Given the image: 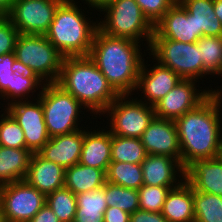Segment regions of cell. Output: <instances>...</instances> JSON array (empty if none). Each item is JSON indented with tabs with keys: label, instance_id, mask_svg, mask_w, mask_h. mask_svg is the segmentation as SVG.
Returning <instances> with one entry per match:
<instances>
[{
	"label": "cell",
	"instance_id": "obj_27",
	"mask_svg": "<svg viewBox=\"0 0 222 222\" xmlns=\"http://www.w3.org/2000/svg\"><path fill=\"white\" fill-rule=\"evenodd\" d=\"M76 216L74 222H104L108 205L103 187L76 194Z\"/></svg>",
	"mask_w": 222,
	"mask_h": 222
},
{
	"label": "cell",
	"instance_id": "obj_44",
	"mask_svg": "<svg viewBox=\"0 0 222 222\" xmlns=\"http://www.w3.org/2000/svg\"><path fill=\"white\" fill-rule=\"evenodd\" d=\"M222 74L220 75L219 78H221ZM210 93L211 95L214 97V99L216 100L217 104L222 108V86H218L216 89H212V87L210 86ZM221 88V89H219Z\"/></svg>",
	"mask_w": 222,
	"mask_h": 222
},
{
	"label": "cell",
	"instance_id": "obj_33",
	"mask_svg": "<svg viewBox=\"0 0 222 222\" xmlns=\"http://www.w3.org/2000/svg\"><path fill=\"white\" fill-rule=\"evenodd\" d=\"M104 191L108 207H116L131 214L139 210L138 190L105 182Z\"/></svg>",
	"mask_w": 222,
	"mask_h": 222
},
{
	"label": "cell",
	"instance_id": "obj_46",
	"mask_svg": "<svg viewBox=\"0 0 222 222\" xmlns=\"http://www.w3.org/2000/svg\"><path fill=\"white\" fill-rule=\"evenodd\" d=\"M0 222H5L4 216H3V211H2L1 203H0Z\"/></svg>",
	"mask_w": 222,
	"mask_h": 222
},
{
	"label": "cell",
	"instance_id": "obj_6",
	"mask_svg": "<svg viewBox=\"0 0 222 222\" xmlns=\"http://www.w3.org/2000/svg\"><path fill=\"white\" fill-rule=\"evenodd\" d=\"M14 53L18 68L35 74L45 84L57 82L65 57L45 35L19 34Z\"/></svg>",
	"mask_w": 222,
	"mask_h": 222
},
{
	"label": "cell",
	"instance_id": "obj_30",
	"mask_svg": "<svg viewBox=\"0 0 222 222\" xmlns=\"http://www.w3.org/2000/svg\"><path fill=\"white\" fill-rule=\"evenodd\" d=\"M194 222H222V196L193 189Z\"/></svg>",
	"mask_w": 222,
	"mask_h": 222
},
{
	"label": "cell",
	"instance_id": "obj_4",
	"mask_svg": "<svg viewBox=\"0 0 222 222\" xmlns=\"http://www.w3.org/2000/svg\"><path fill=\"white\" fill-rule=\"evenodd\" d=\"M78 0H64L56 9L46 38L64 57L89 56L94 35L99 28L96 21L85 13L94 11L78 4ZM79 5V6H78ZM85 12V13H84ZM88 16V17H86ZM90 20V21H89Z\"/></svg>",
	"mask_w": 222,
	"mask_h": 222
},
{
	"label": "cell",
	"instance_id": "obj_12",
	"mask_svg": "<svg viewBox=\"0 0 222 222\" xmlns=\"http://www.w3.org/2000/svg\"><path fill=\"white\" fill-rule=\"evenodd\" d=\"M199 82L201 81L182 79L154 105L155 116L175 121L202 103L211 93L209 86L202 89Z\"/></svg>",
	"mask_w": 222,
	"mask_h": 222
},
{
	"label": "cell",
	"instance_id": "obj_2",
	"mask_svg": "<svg viewBox=\"0 0 222 222\" xmlns=\"http://www.w3.org/2000/svg\"><path fill=\"white\" fill-rule=\"evenodd\" d=\"M181 165L222 154V110L210 94L202 103L175 120Z\"/></svg>",
	"mask_w": 222,
	"mask_h": 222
},
{
	"label": "cell",
	"instance_id": "obj_8",
	"mask_svg": "<svg viewBox=\"0 0 222 222\" xmlns=\"http://www.w3.org/2000/svg\"><path fill=\"white\" fill-rule=\"evenodd\" d=\"M150 50L154 60L163 66L170 68L182 79H194L200 81L211 75L204 67L200 58V48L195 43H183L162 37H152ZM205 77V78H204ZM200 79V80H199Z\"/></svg>",
	"mask_w": 222,
	"mask_h": 222
},
{
	"label": "cell",
	"instance_id": "obj_1",
	"mask_svg": "<svg viewBox=\"0 0 222 222\" xmlns=\"http://www.w3.org/2000/svg\"><path fill=\"white\" fill-rule=\"evenodd\" d=\"M145 45L130 39L109 36L98 28L89 57L119 95H133L143 57L149 51Z\"/></svg>",
	"mask_w": 222,
	"mask_h": 222
},
{
	"label": "cell",
	"instance_id": "obj_17",
	"mask_svg": "<svg viewBox=\"0 0 222 222\" xmlns=\"http://www.w3.org/2000/svg\"><path fill=\"white\" fill-rule=\"evenodd\" d=\"M141 166L143 185L176 187L185 179V168L167 155L148 154Z\"/></svg>",
	"mask_w": 222,
	"mask_h": 222
},
{
	"label": "cell",
	"instance_id": "obj_41",
	"mask_svg": "<svg viewBox=\"0 0 222 222\" xmlns=\"http://www.w3.org/2000/svg\"><path fill=\"white\" fill-rule=\"evenodd\" d=\"M29 222H60L54 212L45 204Z\"/></svg>",
	"mask_w": 222,
	"mask_h": 222
},
{
	"label": "cell",
	"instance_id": "obj_10",
	"mask_svg": "<svg viewBox=\"0 0 222 222\" xmlns=\"http://www.w3.org/2000/svg\"><path fill=\"white\" fill-rule=\"evenodd\" d=\"M0 203L6 222H29L46 204V195L25 180L0 186Z\"/></svg>",
	"mask_w": 222,
	"mask_h": 222
},
{
	"label": "cell",
	"instance_id": "obj_15",
	"mask_svg": "<svg viewBox=\"0 0 222 222\" xmlns=\"http://www.w3.org/2000/svg\"><path fill=\"white\" fill-rule=\"evenodd\" d=\"M140 139L147 154L167 155L181 163V148L175 121L155 116Z\"/></svg>",
	"mask_w": 222,
	"mask_h": 222
},
{
	"label": "cell",
	"instance_id": "obj_19",
	"mask_svg": "<svg viewBox=\"0 0 222 222\" xmlns=\"http://www.w3.org/2000/svg\"><path fill=\"white\" fill-rule=\"evenodd\" d=\"M87 126H84V140L79 163L107 172L111 163V133L103 126L97 129L96 126H91V128Z\"/></svg>",
	"mask_w": 222,
	"mask_h": 222
},
{
	"label": "cell",
	"instance_id": "obj_5",
	"mask_svg": "<svg viewBox=\"0 0 222 222\" xmlns=\"http://www.w3.org/2000/svg\"><path fill=\"white\" fill-rule=\"evenodd\" d=\"M100 14L104 15V18H99ZM100 14H97L100 21L98 26L102 32L142 44L145 41L149 49L154 26L144 16L135 0H113L100 11Z\"/></svg>",
	"mask_w": 222,
	"mask_h": 222
},
{
	"label": "cell",
	"instance_id": "obj_22",
	"mask_svg": "<svg viewBox=\"0 0 222 222\" xmlns=\"http://www.w3.org/2000/svg\"><path fill=\"white\" fill-rule=\"evenodd\" d=\"M161 213L168 222H194L193 187L186 179L171 188Z\"/></svg>",
	"mask_w": 222,
	"mask_h": 222
},
{
	"label": "cell",
	"instance_id": "obj_31",
	"mask_svg": "<svg viewBox=\"0 0 222 222\" xmlns=\"http://www.w3.org/2000/svg\"><path fill=\"white\" fill-rule=\"evenodd\" d=\"M197 45L203 67L211 76L219 78L222 74V36H202Z\"/></svg>",
	"mask_w": 222,
	"mask_h": 222
},
{
	"label": "cell",
	"instance_id": "obj_9",
	"mask_svg": "<svg viewBox=\"0 0 222 222\" xmlns=\"http://www.w3.org/2000/svg\"><path fill=\"white\" fill-rule=\"evenodd\" d=\"M130 96V97H129ZM136 95H119L101 114L107 118L111 134L140 138L155 117L154 106L136 99ZM108 126V127H107Z\"/></svg>",
	"mask_w": 222,
	"mask_h": 222
},
{
	"label": "cell",
	"instance_id": "obj_18",
	"mask_svg": "<svg viewBox=\"0 0 222 222\" xmlns=\"http://www.w3.org/2000/svg\"><path fill=\"white\" fill-rule=\"evenodd\" d=\"M83 140L84 128L50 138L37 153L45 160L67 169L79 163Z\"/></svg>",
	"mask_w": 222,
	"mask_h": 222
},
{
	"label": "cell",
	"instance_id": "obj_37",
	"mask_svg": "<svg viewBox=\"0 0 222 222\" xmlns=\"http://www.w3.org/2000/svg\"><path fill=\"white\" fill-rule=\"evenodd\" d=\"M19 33L7 16H0V55L14 52Z\"/></svg>",
	"mask_w": 222,
	"mask_h": 222
},
{
	"label": "cell",
	"instance_id": "obj_13",
	"mask_svg": "<svg viewBox=\"0 0 222 222\" xmlns=\"http://www.w3.org/2000/svg\"><path fill=\"white\" fill-rule=\"evenodd\" d=\"M4 109L15 119L24 132L26 148L32 153H37L50 139L41 100L16 101Z\"/></svg>",
	"mask_w": 222,
	"mask_h": 222
},
{
	"label": "cell",
	"instance_id": "obj_29",
	"mask_svg": "<svg viewBox=\"0 0 222 222\" xmlns=\"http://www.w3.org/2000/svg\"><path fill=\"white\" fill-rule=\"evenodd\" d=\"M106 181L139 190L143 186L142 166L141 164L111 162L106 172Z\"/></svg>",
	"mask_w": 222,
	"mask_h": 222
},
{
	"label": "cell",
	"instance_id": "obj_36",
	"mask_svg": "<svg viewBox=\"0 0 222 222\" xmlns=\"http://www.w3.org/2000/svg\"><path fill=\"white\" fill-rule=\"evenodd\" d=\"M144 16L154 26L177 2L176 0H135Z\"/></svg>",
	"mask_w": 222,
	"mask_h": 222
},
{
	"label": "cell",
	"instance_id": "obj_40",
	"mask_svg": "<svg viewBox=\"0 0 222 222\" xmlns=\"http://www.w3.org/2000/svg\"><path fill=\"white\" fill-rule=\"evenodd\" d=\"M131 214L116 207H107L104 212V222H130Z\"/></svg>",
	"mask_w": 222,
	"mask_h": 222
},
{
	"label": "cell",
	"instance_id": "obj_23",
	"mask_svg": "<svg viewBox=\"0 0 222 222\" xmlns=\"http://www.w3.org/2000/svg\"><path fill=\"white\" fill-rule=\"evenodd\" d=\"M32 154L27 148L0 146V186L24 180Z\"/></svg>",
	"mask_w": 222,
	"mask_h": 222
},
{
	"label": "cell",
	"instance_id": "obj_39",
	"mask_svg": "<svg viewBox=\"0 0 222 222\" xmlns=\"http://www.w3.org/2000/svg\"><path fill=\"white\" fill-rule=\"evenodd\" d=\"M130 222H168L160 212L136 210L131 213Z\"/></svg>",
	"mask_w": 222,
	"mask_h": 222
},
{
	"label": "cell",
	"instance_id": "obj_34",
	"mask_svg": "<svg viewBox=\"0 0 222 222\" xmlns=\"http://www.w3.org/2000/svg\"><path fill=\"white\" fill-rule=\"evenodd\" d=\"M0 112V146L26 148L24 132L15 119L5 110Z\"/></svg>",
	"mask_w": 222,
	"mask_h": 222
},
{
	"label": "cell",
	"instance_id": "obj_26",
	"mask_svg": "<svg viewBox=\"0 0 222 222\" xmlns=\"http://www.w3.org/2000/svg\"><path fill=\"white\" fill-rule=\"evenodd\" d=\"M106 182V172L80 163L65 169V184L72 193L97 190Z\"/></svg>",
	"mask_w": 222,
	"mask_h": 222
},
{
	"label": "cell",
	"instance_id": "obj_43",
	"mask_svg": "<svg viewBox=\"0 0 222 222\" xmlns=\"http://www.w3.org/2000/svg\"><path fill=\"white\" fill-rule=\"evenodd\" d=\"M14 0H0V16H7Z\"/></svg>",
	"mask_w": 222,
	"mask_h": 222
},
{
	"label": "cell",
	"instance_id": "obj_25",
	"mask_svg": "<svg viewBox=\"0 0 222 222\" xmlns=\"http://www.w3.org/2000/svg\"><path fill=\"white\" fill-rule=\"evenodd\" d=\"M44 84L45 83L40 80L35 74L18 68L12 74L10 86L0 96V99L3 100L2 102L7 103L4 104L5 106H8L9 104L16 101L37 99L41 94ZM36 91H38V94L36 93Z\"/></svg>",
	"mask_w": 222,
	"mask_h": 222
},
{
	"label": "cell",
	"instance_id": "obj_47",
	"mask_svg": "<svg viewBox=\"0 0 222 222\" xmlns=\"http://www.w3.org/2000/svg\"><path fill=\"white\" fill-rule=\"evenodd\" d=\"M0 105H1L0 108L2 107L1 109H3L4 108V103L0 102ZM0 112H2V110Z\"/></svg>",
	"mask_w": 222,
	"mask_h": 222
},
{
	"label": "cell",
	"instance_id": "obj_7",
	"mask_svg": "<svg viewBox=\"0 0 222 222\" xmlns=\"http://www.w3.org/2000/svg\"><path fill=\"white\" fill-rule=\"evenodd\" d=\"M38 98L41 100L44 121L50 138L70 134L83 128L84 124H81V121L84 120V112L89 111L58 84H44Z\"/></svg>",
	"mask_w": 222,
	"mask_h": 222
},
{
	"label": "cell",
	"instance_id": "obj_20",
	"mask_svg": "<svg viewBox=\"0 0 222 222\" xmlns=\"http://www.w3.org/2000/svg\"><path fill=\"white\" fill-rule=\"evenodd\" d=\"M185 179L195 191L222 196V154L194 160L185 168Z\"/></svg>",
	"mask_w": 222,
	"mask_h": 222
},
{
	"label": "cell",
	"instance_id": "obj_24",
	"mask_svg": "<svg viewBox=\"0 0 222 222\" xmlns=\"http://www.w3.org/2000/svg\"><path fill=\"white\" fill-rule=\"evenodd\" d=\"M193 15L197 35L222 36V24L214 13V0H178Z\"/></svg>",
	"mask_w": 222,
	"mask_h": 222
},
{
	"label": "cell",
	"instance_id": "obj_35",
	"mask_svg": "<svg viewBox=\"0 0 222 222\" xmlns=\"http://www.w3.org/2000/svg\"><path fill=\"white\" fill-rule=\"evenodd\" d=\"M174 187L143 185L138 190L139 209L148 212H162L166 197Z\"/></svg>",
	"mask_w": 222,
	"mask_h": 222
},
{
	"label": "cell",
	"instance_id": "obj_45",
	"mask_svg": "<svg viewBox=\"0 0 222 222\" xmlns=\"http://www.w3.org/2000/svg\"><path fill=\"white\" fill-rule=\"evenodd\" d=\"M214 13L222 24V0H214Z\"/></svg>",
	"mask_w": 222,
	"mask_h": 222
},
{
	"label": "cell",
	"instance_id": "obj_16",
	"mask_svg": "<svg viewBox=\"0 0 222 222\" xmlns=\"http://www.w3.org/2000/svg\"><path fill=\"white\" fill-rule=\"evenodd\" d=\"M152 37H162L183 43H195L200 39L193 15L189 14L178 1L154 25Z\"/></svg>",
	"mask_w": 222,
	"mask_h": 222
},
{
	"label": "cell",
	"instance_id": "obj_21",
	"mask_svg": "<svg viewBox=\"0 0 222 222\" xmlns=\"http://www.w3.org/2000/svg\"><path fill=\"white\" fill-rule=\"evenodd\" d=\"M41 193L48 195L65 184V169L33 153L24 179Z\"/></svg>",
	"mask_w": 222,
	"mask_h": 222
},
{
	"label": "cell",
	"instance_id": "obj_28",
	"mask_svg": "<svg viewBox=\"0 0 222 222\" xmlns=\"http://www.w3.org/2000/svg\"><path fill=\"white\" fill-rule=\"evenodd\" d=\"M147 155L140 138L111 134V162L141 164Z\"/></svg>",
	"mask_w": 222,
	"mask_h": 222
},
{
	"label": "cell",
	"instance_id": "obj_38",
	"mask_svg": "<svg viewBox=\"0 0 222 222\" xmlns=\"http://www.w3.org/2000/svg\"><path fill=\"white\" fill-rule=\"evenodd\" d=\"M18 69L15 53L0 55V96L10 86L12 74Z\"/></svg>",
	"mask_w": 222,
	"mask_h": 222
},
{
	"label": "cell",
	"instance_id": "obj_11",
	"mask_svg": "<svg viewBox=\"0 0 222 222\" xmlns=\"http://www.w3.org/2000/svg\"><path fill=\"white\" fill-rule=\"evenodd\" d=\"M64 0H14L7 18L19 34L45 35Z\"/></svg>",
	"mask_w": 222,
	"mask_h": 222
},
{
	"label": "cell",
	"instance_id": "obj_42",
	"mask_svg": "<svg viewBox=\"0 0 222 222\" xmlns=\"http://www.w3.org/2000/svg\"><path fill=\"white\" fill-rule=\"evenodd\" d=\"M83 4H86L88 8L91 7L94 11H101L106 5L111 3L113 0H80Z\"/></svg>",
	"mask_w": 222,
	"mask_h": 222
},
{
	"label": "cell",
	"instance_id": "obj_32",
	"mask_svg": "<svg viewBox=\"0 0 222 222\" xmlns=\"http://www.w3.org/2000/svg\"><path fill=\"white\" fill-rule=\"evenodd\" d=\"M46 205L60 222H74L76 216V196L65 186L46 195Z\"/></svg>",
	"mask_w": 222,
	"mask_h": 222
},
{
	"label": "cell",
	"instance_id": "obj_14",
	"mask_svg": "<svg viewBox=\"0 0 222 222\" xmlns=\"http://www.w3.org/2000/svg\"><path fill=\"white\" fill-rule=\"evenodd\" d=\"M146 58L147 60L148 58H152V63H156L151 66L148 64V61L144 59L134 93L137 92L135 94H139L138 91H141L143 97L139 94L138 97L140 96V99L138 97L136 99L154 106L170 90H172L182 78L170 68L163 66L156 60L154 61L152 56Z\"/></svg>",
	"mask_w": 222,
	"mask_h": 222
},
{
	"label": "cell",
	"instance_id": "obj_3",
	"mask_svg": "<svg viewBox=\"0 0 222 222\" xmlns=\"http://www.w3.org/2000/svg\"><path fill=\"white\" fill-rule=\"evenodd\" d=\"M56 84L86 107L93 119L119 96L89 56L65 57Z\"/></svg>",
	"mask_w": 222,
	"mask_h": 222
}]
</instances>
